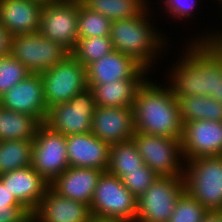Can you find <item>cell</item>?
<instances>
[{
  "label": "cell",
  "instance_id": "4fadbf2b",
  "mask_svg": "<svg viewBox=\"0 0 222 222\" xmlns=\"http://www.w3.org/2000/svg\"><path fill=\"white\" fill-rule=\"evenodd\" d=\"M0 106L7 110L34 116L45 123L48 107L40 74H29L0 97Z\"/></svg>",
  "mask_w": 222,
  "mask_h": 222
},
{
  "label": "cell",
  "instance_id": "d590c367",
  "mask_svg": "<svg viewBox=\"0 0 222 222\" xmlns=\"http://www.w3.org/2000/svg\"><path fill=\"white\" fill-rule=\"evenodd\" d=\"M22 205L0 180V206Z\"/></svg>",
  "mask_w": 222,
  "mask_h": 222
},
{
  "label": "cell",
  "instance_id": "3957f363",
  "mask_svg": "<svg viewBox=\"0 0 222 222\" xmlns=\"http://www.w3.org/2000/svg\"><path fill=\"white\" fill-rule=\"evenodd\" d=\"M149 12L150 8L141 15L113 21L110 33L113 49L132 57L148 71L154 66V60L157 61L160 50L167 47L164 34L149 22Z\"/></svg>",
  "mask_w": 222,
  "mask_h": 222
},
{
  "label": "cell",
  "instance_id": "2e32d148",
  "mask_svg": "<svg viewBox=\"0 0 222 222\" xmlns=\"http://www.w3.org/2000/svg\"><path fill=\"white\" fill-rule=\"evenodd\" d=\"M69 167H82L107 171L110 145L93 133L66 136Z\"/></svg>",
  "mask_w": 222,
  "mask_h": 222
},
{
  "label": "cell",
  "instance_id": "f1b7e54d",
  "mask_svg": "<svg viewBox=\"0 0 222 222\" xmlns=\"http://www.w3.org/2000/svg\"><path fill=\"white\" fill-rule=\"evenodd\" d=\"M77 33L79 38L110 36L112 21L100 13L86 8L79 1Z\"/></svg>",
  "mask_w": 222,
  "mask_h": 222
},
{
  "label": "cell",
  "instance_id": "603a6c76",
  "mask_svg": "<svg viewBox=\"0 0 222 222\" xmlns=\"http://www.w3.org/2000/svg\"><path fill=\"white\" fill-rule=\"evenodd\" d=\"M41 124L34 116L0 106V141L33 140Z\"/></svg>",
  "mask_w": 222,
  "mask_h": 222
},
{
  "label": "cell",
  "instance_id": "9a60e30c",
  "mask_svg": "<svg viewBox=\"0 0 222 222\" xmlns=\"http://www.w3.org/2000/svg\"><path fill=\"white\" fill-rule=\"evenodd\" d=\"M134 132L133 108L96 106L94 109L91 133L110 146L131 140Z\"/></svg>",
  "mask_w": 222,
  "mask_h": 222
},
{
  "label": "cell",
  "instance_id": "60d3db41",
  "mask_svg": "<svg viewBox=\"0 0 222 222\" xmlns=\"http://www.w3.org/2000/svg\"><path fill=\"white\" fill-rule=\"evenodd\" d=\"M91 222H124L121 220H107V219H96L93 218Z\"/></svg>",
  "mask_w": 222,
  "mask_h": 222
},
{
  "label": "cell",
  "instance_id": "7402d4cb",
  "mask_svg": "<svg viewBox=\"0 0 222 222\" xmlns=\"http://www.w3.org/2000/svg\"><path fill=\"white\" fill-rule=\"evenodd\" d=\"M148 73L144 68L134 79L92 85L90 88L93 91L96 106L133 108L137 91L148 79L146 75Z\"/></svg>",
  "mask_w": 222,
  "mask_h": 222
},
{
  "label": "cell",
  "instance_id": "e0dca14e",
  "mask_svg": "<svg viewBox=\"0 0 222 222\" xmlns=\"http://www.w3.org/2000/svg\"><path fill=\"white\" fill-rule=\"evenodd\" d=\"M0 180L12 195L31 213L39 206L50 187L32 166L20 168L0 175Z\"/></svg>",
  "mask_w": 222,
  "mask_h": 222
},
{
  "label": "cell",
  "instance_id": "52a82bcc",
  "mask_svg": "<svg viewBox=\"0 0 222 222\" xmlns=\"http://www.w3.org/2000/svg\"><path fill=\"white\" fill-rule=\"evenodd\" d=\"M40 75L48 109L56 104L68 102L88 87L86 67L71 53Z\"/></svg>",
  "mask_w": 222,
  "mask_h": 222
},
{
  "label": "cell",
  "instance_id": "ac0fdd59",
  "mask_svg": "<svg viewBox=\"0 0 222 222\" xmlns=\"http://www.w3.org/2000/svg\"><path fill=\"white\" fill-rule=\"evenodd\" d=\"M39 222H91L90 205L60 196L51 187L33 212Z\"/></svg>",
  "mask_w": 222,
  "mask_h": 222
},
{
  "label": "cell",
  "instance_id": "836d02e7",
  "mask_svg": "<svg viewBox=\"0 0 222 222\" xmlns=\"http://www.w3.org/2000/svg\"><path fill=\"white\" fill-rule=\"evenodd\" d=\"M30 213L23 205L0 206V222H21Z\"/></svg>",
  "mask_w": 222,
  "mask_h": 222
},
{
  "label": "cell",
  "instance_id": "8d00e7d4",
  "mask_svg": "<svg viewBox=\"0 0 222 222\" xmlns=\"http://www.w3.org/2000/svg\"><path fill=\"white\" fill-rule=\"evenodd\" d=\"M194 39L195 42H212L213 44L222 47V32H215L214 34L207 33L206 35Z\"/></svg>",
  "mask_w": 222,
  "mask_h": 222
},
{
  "label": "cell",
  "instance_id": "ffe728a7",
  "mask_svg": "<svg viewBox=\"0 0 222 222\" xmlns=\"http://www.w3.org/2000/svg\"><path fill=\"white\" fill-rule=\"evenodd\" d=\"M102 170L68 167L50 187L60 196L90 205Z\"/></svg>",
  "mask_w": 222,
  "mask_h": 222
},
{
  "label": "cell",
  "instance_id": "ab89813d",
  "mask_svg": "<svg viewBox=\"0 0 222 222\" xmlns=\"http://www.w3.org/2000/svg\"><path fill=\"white\" fill-rule=\"evenodd\" d=\"M21 222H39L34 213H30L23 221Z\"/></svg>",
  "mask_w": 222,
  "mask_h": 222
},
{
  "label": "cell",
  "instance_id": "5b68a950",
  "mask_svg": "<svg viewBox=\"0 0 222 222\" xmlns=\"http://www.w3.org/2000/svg\"><path fill=\"white\" fill-rule=\"evenodd\" d=\"M93 218L135 222L137 197L116 175L103 171L90 203Z\"/></svg>",
  "mask_w": 222,
  "mask_h": 222
},
{
  "label": "cell",
  "instance_id": "74e56055",
  "mask_svg": "<svg viewBox=\"0 0 222 222\" xmlns=\"http://www.w3.org/2000/svg\"><path fill=\"white\" fill-rule=\"evenodd\" d=\"M202 222H222V211H208Z\"/></svg>",
  "mask_w": 222,
  "mask_h": 222
},
{
  "label": "cell",
  "instance_id": "44dd1931",
  "mask_svg": "<svg viewBox=\"0 0 222 222\" xmlns=\"http://www.w3.org/2000/svg\"><path fill=\"white\" fill-rule=\"evenodd\" d=\"M42 6L35 0H0V24L13 36L36 33Z\"/></svg>",
  "mask_w": 222,
  "mask_h": 222
},
{
  "label": "cell",
  "instance_id": "7c38bea8",
  "mask_svg": "<svg viewBox=\"0 0 222 222\" xmlns=\"http://www.w3.org/2000/svg\"><path fill=\"white\" fill-rule=\"evenodd\" d=\"M31 166L48 182H53L68 167L66 136L42 123L33 139Z\"/></svg>",
  "mask_w": 222,
  "mask_h": 222
},
{
  "label": "cell",
  "instance_id": "30bf717a",
  "mask_svg": "<svg viewBox=\"0 0 222 222\" xmlns=\"http://www.w3.org/2000/svg\"><path fill=\"white\" fill-rule=\"evenodd\" d=\"M79 1L59 0L44 4L41 9L38 33L59 43L69 53L79 39L77 33Z\"/></svg>",
  "mask_w": 222,
  "mask_h": 222
},
{
  "label": "cell",
  "instance_id": "484cf974",
  "mask_svg": "<svg viewBox=\"0 0 222 222\" xmlns=\"http://www.w3.org/2000/svg\"><path fill=\"white\" fill-rule=\"evenodd\" d=\"M145 165L132 139L110 146L107 171L120 179L126 171L141 170Z\"/></svg>",
  "mask_w": 222,
  "mask_h": 222
},
{
  "label": "cell",
  "instance_id": "cb8c5ba5",
  "mask_svg": "<svg viewBox=\"0 0 222 222\" xmlns=\"http://www.w3.org/2000/svg\"><path fill=\"white\" fill-rule=\"evenodd\" d=\"M89 10L102 14L110 21L124 20L143 14L149 0H80Z\"/></svg>",
  "mask_w": 222,
  "mask_h": 222
},
{
  "label": "cell",
  "instance_id": "5bb4252c",
  "mask_svg": "<svg viewBox=\"0 0 222 222\" xmlns=\"http://www.w3.org/2000/svg\"><path fill=\"white\" fill-rule=\"evenodd\" d=\"M181 147L185 161L222 156V122L199 120L184 123Z\"/></svg>",
  "mask_w": 222,
  "mask_h": 222
},
{
  "label": "cell",
  "instance_id": "4316f807",
  "mask_svg": "<svg viewBox=\"0 0 222 222\" xmlns=\"http://www.w3.org/2000/svg\"><path fill=\"white\" fill-rule=\"evenodd\" d=\"M33 140L0 141V175L31 166Z\"/></svg>",
  "mask_w": 222,
  "mask_h": 222
},
{
  "label": "cell",
  "instance_id": "f546056e",
  "mask_svg": "<svg viewBox=\"0 0 222 222\" xmlns=\"http://www.w3.org/2000/svg\"><path fill=\"white\" fill-rule=\"evenodd\" d=\"M207 212L208 210L185 190L168 222H202Z\"/></svg>",
  "mask_w": 222,
  "mask_h": 222
},
{
  "label": "cell",
  "instance_id": "f35d334b",
  "mask_svg": "<svg viewBox=\"0 0 222 222\" xmlns=\"http://www.w3.org/2000/svg\"><path fill=\"white\" fill-rule=\"evenodd\" d=\"M218 102L222 103V72L219 74Z\"/></svg>",
  "mask_w": 222,
  "mask_h": 222
},
{
  "label": "cell",
  "instance_id": "1f68e13d",
  "mask_svg": "<svg viewBox=\"0 0 222 222\" xmlns=\"http://www.w3.org/2000/svg\"><path fill=\"white\" fill-rule=\"evenodd\" d=\"M158 177L149 166L145 165L141 170L126 171L121 180L123 185L138 198Z\"/></svg>",
  "mask_w": 222,
  "mask_h": 222
},
{
  "label": "cell",
  "instance_id": "277c9868",
  "mask_svg": "<svg viewBox=\"0 0 222 222\" xmlns=\"http://www.w3.org/2000/svg\"><path fill=\"white\" fill-rule=\"evenodd\" d=\"M183 178L185 190L208 211H222V156L186 161Z\"/></svg>",
  "mask_w": 222,
  "mask_h": 222
},
{
  "label": "cell",
  "instance_id": "b9f144b4",
  "mask_svg": "<svg viewBox=\"0 0 222 222\" xmlns=\"http://www.w3.org/2000/svg\"><path fill=\"white\" fill-rule=\"evenodd\" d=\"M35 1L40 2L44 5V4H51V3L57 2L59 0H35Z\"/></svg>",
  "mask_w": 222,
  "mask_h": 222
},
{
  "label": "cell",
  "instance_id": "8992f818",
  "mask_svg": "<svg viewBox=\"0 0 222 222\" xmlns=\"http://www.w3.org/2000/svg\"><path fill=\"white\" fill-rule=\"evenodd\" d=\"M132 140L144 163L159 177L184 176L185 161L180 138H169L135 131Z\"/></svg>",
  "mask_w": 222,
  "mask_h": 222
},
{
  "label": "cell",
  "instance_id": "e575fe53",
  "mask_svg": "<svg viewBox=\"0 0 222 222\" xmlns=\"http://www.w3.org/2000/svg\"><path fill=\"white\" fill-rule=\"evenodd\" d=\"M12 34L0 24V58L10 55Z\"/></svg>",
  "mask_w": 222,
  "mask_h": 222
},
{
  "label": "cell",
  "instance_id": "8fae6325",
  "mask_svg": "<svg viewBox=\"0 0 222 222\" xmlns=\"http://www.w3.org/2000/svg\"><path fill=\"white\" fill-rule=\"evenodd\" d=\"M69 52L38 32L12 36L10 55L30 73L41 74L60 62Z\"/></svg>",
  "mask_w": 222,
  "mask_h": 222
},
{
  "label": "cell",
  "instance_id": "83f0119b",
  "mask_svg": "<svg viewBox=\"0 0 222 222\" xmlns=\"http://www.w3.org/2000/svg\"><path fill=\"white\" fill-rule=\"evenodd\" d=\"M110 36L79 38L70 52L85 67L113 51Z\"/></svg>",
  "mask_w": 222,
  "mask_h": 222
},
{
  "label": "cell",
  "instance_id": "d6a6232c",
  "mask_svg": "<svg viewBox=\"0 0 222 222\" xmlns=\"http://www.w3.org/2000/svg\"><path fill=\"white\" fill-rule=\"evenodd\" d=\"M198 0H164L163 5L170 17L175 19H190L196 10Z\"/></svg>",
  "mask_w": 222,
  "mask_h": 222
},
{
  "label": "cell",
  "instance_id": "4dcf8cb0",
  "mask_svg": "<svg viewBox=\"0 0 222 222\" xmlns=\"http://www.w3.org/2000/svg\"><path fill=\"white\" fill-rule=\"evenodd\" d=\"M31 74L28 69L11 55L0 58V97L17 83Z\"/></svg>",
  "mask_w": 222,
  "mask_h": 222
},
{
  "label": "cell",
  "instance_id": "7a4b0ae2",
  "mask_svg": "<svg viewBox=\"0 0 222 222\" xmlns=\"http://www.w3.org/2000/svg\"><path fill=\"white\" fill-rule=\"evenodd\" d=\"M149 80L138 89L134 101L135 131L181 139L183 123L179 101L169 85L159 86Z\"/></svg>",
  "mask_w": 222,
  "mask_h": 222
},
{
  "label": "cell",
  "instance_id": "ba28073f",
  "mask_svg": "<svg viewBox=\"0 0 222 222\" xmlns=\"http://www.w3.org/2000/svg\"><path fill=\"white\" fill-rule=\"evenodd\" d=\"M184 191L183 177H158L137 198L135 222H168Z\"/></svg>",
  "mask_w": 222,
  "mask_h": 222
},
{
  "label": "cell",
  "instance_id": "9c48e42d",
  "mask_svg": "<svg viewBox=\"0 0 222 222\" xmlns=\"http://www.w3.org/2000/svg\"><path fill=\"white\" fill-rule=\"evenodd\" d=\"M95 108L93 91L87 87L68 102L50 107L44 124L65 136L89 133Z\"/></svg>",
  "mask_w": 222,
  "mask_h": 222
},
{
  "label": "cell",
  "instance_id": "d4e9b609",
  "mask_svg": "<svg viewBox=\"0 0 222 222\" xmlns=\"http://www.w3.org/2000/svg\"><path fill=\"white\" fill-rule=\"evenodd\" d=\"M178 101L183 124L199 120L222 122V103L211 96H183Z\"/></svg>",
  "mask_w": 222,
  "mask_h": 222
},
{
  "label": "cell",
  "instance_id": "6da1fadb",
  "mask_svg": "<svg viewBox=\"0 0 222 222\" xmlns=\"http://www.w3.org/2000/svg\"><path fill=\"white\" fill-rule=\"evenodd\" d=\"M181 59L169 69V86L179 100L183 96H211L218 101L219 74L222 72V47L212 42L186 46Z\"/></svg>",
  "mask_w": 222,
  "mask_h": 222
},
{
  "label": "cell",
  "instance_id": "d6986e66",
  "mask_svg": "<svg viewBox=\"0 0 222 222\" xmlns=\"http://www.w3.org/2000/svg\"><path fill=\"white\" fill-rule=\"evenodd\" d=\"M143 69L132 57L113 50L86 67L87 84L90 88L111 81L134 79Z\"/></svg>",
  "mask_w": 222,
  "mask_h": 222
}]
</instances>
